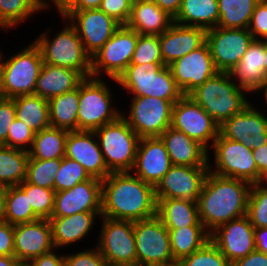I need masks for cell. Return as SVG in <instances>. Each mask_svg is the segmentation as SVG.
Returning a JSON list of instances; mask_svg holds the SVG:
<instances>
[{"instance_id": "1", "label": "cell", "mask_w": 267, "mask_h": 266, "mask_svg": "<svg viewBox=\"0 0 267 266\" xmlns=\"http://www.w3.org/2000/svg\"><path fill=\"white\" fill-rule=\"evenodd\" d=\"M157 215L154 186L131 172H111L102 180L101 216L139 221Z\"/></svg>"}, {"instance_id": "2", "label": "cell", "mask_w": 267, "mask_h": 266, "mask_svg": "<svg viewBox=\"0 0 267 266\" xmlns=\"http://www.w3.org/2000/svg\"><path fill=\"white\" fill-rule=\"evenodd\" d=\"M252 184L208 172L197 199L199 220L213 232L218 226L247 214Z\"/></svg>"}, {"instance_id": "3", "label": "cell", "mask_w": 267, "mask_h": 266, "mask_svg": "<svg viewBox=\"0 0 267 266\" xmlns=\"http://www.w3.org/2000/svg\"><path fill=\"white\" fill-rule=\"evenodd\" d=\"M59 17L63 21L61 30H58L56 34L54 33L52 37L50 35L52 30L45 28L33 40L40 48L43 63L72 69L77 71L83 78L90 77L91 57L85 52L75 27L67 18Z\"/></svg>"}, {"instance_id": "4", "label": "cell", "mask_w": 267, "mask_h": 266, "mask_svg": "<svg viewBox=\"0 0 267 266\" xmlns=\"http://www.w3.org/2000/svg\"><path fill=\"white\" fill-rule=\"evenodd\" d=\"M249 95L228 72H218L189 94L219 126L251 102Z\"/></svg>"}, {"instance_id": "5", "label": "cell", "mask_w": 267, "mask_h": 266, "mask_svg": "<svg viewBox=\"0 0 267 266\" xmlns=\"http://www.w3.org/2000/svg\"><path fill=\"white\" fill-rule=\"evenodd\" d=\"M113 83L126 91L127 97L151 96L175 103L183 96L164 63L129 64Z\"/></svg>"}, {"instance_id": "6", "label": "cell", "mask_w": 267, "mask_h": 266, "mask_svg": "<svg viewBox=\"0 0 267 266\" xmlns=\"http://www.w3.org/2000/svg\"><path fill=\"white\" fill-rule=\"evenodd\" d=\"M107 82L90 76L79 83L78 130L94 131L121 116L122 108L113 103L115 95Z\"/></svg>"}, {"instance_id": "7", "label": "cell", "mask_w": 267, "mask_h": 266, "mask_svg": "<svg viewBox=\"0 0 267 266\" xmlns=\"http://www.w3.org/2000/svg\"><path fill=\"white\" fill-rule=\"evenodd\" d=\"M0 52V72L6 98L34 94L36 80L43 66L40 48L30 41L14 55Z\"/></svg>"}, {"instance_id": "8", "label": "cell", "mask_w": 267, "mask_h": 266, "mask_svg": "<svg viewBox=\"0 0 267 266\" xmlns=\"http://www.w3.org/2000/svg\"><path fill=\"white\" fill-rule=\"evenodd\" d=\"M107 168L111 172L133 169L140 137L119 116L115 121L94 130Z\"/></svg>"}, {"instance_id": "9", "label": "cell", "mask_w": 267, "mask_h": 266, "mask_svg": "<svg viewBox=\"0 0 267 266\" xmlns=\"http://www.w3.org/2000/svg\"><path fill=\"white\" fill-rule=\"evenodd\" d=\"M210 149L212 152L208 151L209 172L222 177L245 180L251 184L259 182L261 176L251 148L218 134ZM210 155L214 159H211ZM211 160L214 162L213 165Z\"/></svg>"}, {"instance_id": "10", "label": "cell", "mask_w": 267, "mask_h": 266, "mask_svg": "<svg viewBox=\"0 0 267 266\" xmlns=\"http://www.w3.org/2000/svg\"><path fill=\"white\" fill-rule=\"evenodd\" d=\"M139 33L121 25L91 57V76L107 78L110 85L129 66ZM110 78V79H109ZM111 80V81H110Z\"/></svg>"}, {"instance_id": "11", "label": "cell", "mask_w": 267, "mask_h": 266, "mask_svg": "<svg viewBox=\"0 0 267 266\" xmlns=\"http://www.w3.org/2000/svg\"><path fill=\"white\" fill-rule=\"evenodd\" d=\"M128 113L121 116L140 138L160 137L171 126L174 103L151 96H129Z\"/></svg>"}, {"instance_id": "12", "label": "cell", "mask_w": 267, "mask_h": 266, "mask_svg": "<svg viewBox=\"0 0 267 266\" xmlns=\"http://www.w3.org/2000/svg\"><path fill=\"white\" fill-rule=\"evenodd\" d=\"M101 229L95 245L111 266H137L134 221L99 219Z\"/></svg>"}, {"instance_id": "13", "label": "cell", "mask_w": 267, "mask_h": 266, "mask_svg": "<svg viewBox=\"0 0 267 266\" xmlns=\"http://www.w3.org/2000/svg\"><path fill=\"white\" fill-rule=\"evenodd\" d=\"M134 237L137 266H154L174 260L169 231L157 215L134 221Z\"/></svg>"}, {"instance_id": "14", "label": "cell", "mask_w": 267, "mask_h": 266, "mask_svg": "<svg viewBox=\"0 0 267 266\" xmlns=\"http://www.w3.org/2000/svg\"><path fill=\"white\" fill-rule=\"evenodd\" d=\"M171 127L198 141L208 151L219 134V125L189 95L174 103Z\"/></svg>"}, {"instance_id": "15", "label": "cell", "mask_w": 267, "mask_h": 266, "mask_svg": "<svg viewBox=\"0 0 267 266\" xmlns=\"http://www.w3.org/2000/svg\"><path fill=\"white\" fill-rule=\"evenodd\" d=\"M75 27L85 49L92 57L121 26L99 9L82 11H56Z\"/></svg>"}, {"instance_id": "16", "label": "cell", "mask_w": 267, "mask_h": 266, "mask_svg": "<svg viewBox=\"0 0 267 266\" xmlns=\"http://www.w3.org/2000/svg\"><path fill=\"white\" fill-rule=\"evenodd\" d=\"M253 40L248 29L217 26L206 31V43L219 72H231Z\"/></svg>"}, {"instance_id": "17", "label": "cell", "mask_w": 267, "mask_h": 266, "mask_svg": "<svg viewBox=\"0 0 267 266\" xmlns=\"http://www.w3.org/2000/svg\"><path fill=\"white\" fill-rule=\"evenodd\" d=\"M254 104L251 100L240 113L224 121L219 126V134L251 149L267 144V113L265 109L260 110L256 102Z\"/></svg>"}, {"instance_id": "18", "label": "cell", "mask_w": 267, "mask_h": 266, "mask_svg": "<svg viewBox=\"0 0 267 266\" xmlns=\"http://www.w3.org/2000/svg\"><path fill=\"white\" fill-rule=\"evenodd\" d=\"M169 68L183 95H189L219 72L206 42L198 49L171 63Z\"/></svg>"}, {"instance_id": "19", "label": "cell", "mask_w": 267, "mask_h": 266, "mask_svg": "<svg viewBox=\"0 0 267 266\" xmlns=\"http://www.w3.org/2000/svg\"><path fill=\"white\" fill-rule=\"evenodd\" d=\"M210 240L230 263L256 250L254 227L247 215L218 226L210 233Z\"/></svg>"}, {"instance_id": "20", "label": "cell", "mask_w": 267, "mask_h": 266, "mask_svg": "<svg viewBox=\"0 0 267 266\" xmlns=\"http://www.w3.org/2000/svg\"><path fill=\"white\" fill-rule=\"evenodd\" d=\"M208 172V167L172 165L154 187L155 197L197 201Z\"/></svg>"}, {"instance_id": "21", "label": "cell", "mask_w": 267, "mask_h": 266, "mask_svg": "<svg viewBox=\"0 0 267 266\" xmlns=\"http://www.w3.org/2000/svg\"><path fill=\"white\" fill-rule=\"evenodd\" d=\"M55 249L48 219L14 225V256L24 265Z\"/></svg>"}, {"instance_id": "22", "label": "cell", "mask_w": 267, "mask_h": 266, "mask_svg": "<svg viewBox=\"0 0 267 266\" xmlns=\"http://www.w3.org/2000/svg\"><path fill=\"white\" fill-rule=\"evenodd\" d=\"M102 181L92 177L73 188L55 192L51 217H65L80 212H101Z\"/></svg>"}, {"instance_id": "23", "label": "cell", "mask_w": 267, "mask_h": 266, "mask_svg": "<svg viewBox=\"0 0 267 266\" xmlns=\"http://www.w3.org/2000/svg\"><path fill=\"white\" fill-rule=\"evenodd\" d=\"M65 156L77 161L91 177L101 181L111 173L107 168L94 131L75 130L69 132Z\"/></svg>"}, {"instance_id": "24", "label": "cell", "mask_w": 267, "mask_h": 266, "mask_svg": "<svg viewBox=\"0 0 267 266\" xmlns=\"http://www.w3.org/2000/svg\"><path fill=\"white\" fill-rule=\"evenodd\" d=\"M171 166L165 143L160 137L140 138L135 163L130 171L133 175L155 187Z\"/></svg>"}, {"instance_id": "25", "label": "cell", "mask_w": 267, "mask_h": 266, "mask_svg": "<svg viewBox=\"0 0 267 266\" xmlns=\"http://www.w3.org/2000/svg\"><path fill=\"white\" fill-rule=\"evenodd\" d=\"M162 60L169 66L184 55L198 49L206 42V30L199 27L173 23L159 35Z\"/></svg>"}, {"instance_id": "26", "label": "cell", "mask_w": 267, "mask_h": 266, "mask_svg": "<svg viewBox=\"0 0 267 266\" xmlns=\"http://www.w3.org/2000/svg\"><path fill=\"white\" fill-rule=\"evenodd\" d=\"M100 218L101 212H80L65 217H51L49 222L55 249L66 250L69 245H75L85 237L88 238Z\"/></svg>"}, {"instance_id": "27", "label": "cell", "mask_w": 267, "mask_h": 266, "mask_svg": "<svg viewBox=\"0 0 267 266\" xmlns=\"http://www.w3.org/2000/svg\"><path fill=\"white\" fill-rule=\"evenodd\" d=\"M160 138L165 143L172 165L209 167L208 150L183 132L170 126Z\"/></svg>"}, {"instance_id": "28", "label": "cell", "mask_w": 267, "mask_h": 266, "mask_svg": "<svg viewBox=\"0 0 267 266\" xmlns=\"http://www.w3.org/2000/svg\"><path fill=\"white\" fill-rule=\"evenodd\" d=\"M229 73L239 87L253 94L267 80L264 75V39H254Z\"/></svg>"}, {"instance_id": "29", "label": "cell", "mask_w": 267, "mask_h": 266, "mask_svg": "<svg viewBox=\"0 0 267 266\" xmlns=\"http://www.w3.org/2000/svg\"><path fill=\"white\" fill-rule=\"evenodd\" d=\"M174 23V18L153 0L132 3L131 15L126 26L139 35H161Z\"/></svg>"}, {"instance_id": "30", "label": "cell", "mask_w": 267, "mask_h": 266, "mask_svg": "<svg viewBox=\"0 0 267 266\" xmlns=\"http://www.w3.org/2000/svg\"><path fill=\"white\" fill-rule=\"evenodd\" d=\"M83 79L77 71L44 63L36 80L34 94L48 100L76 89Z\"/></svg>"}, {"instance_id": "31", "label": "cell", "mask_w": 267, "mask_h": 266, "mask_svg": "<svg viewBox=\"0 0 267 266\" xmlns=\"http://www.w3.org/2000/svg\"><path fill=\"white\" fill-rule=\"evenodd\" d=\"M157 216L167 229L203 226L199 220L197 201L180 198H156Z\"/></svg>"}, {"instance_id": "32", "label": "cell", "mask_w": 267, "mask_h": 266, "mask_svg": "<svg viewBox=\"0 0 267 266\" xmlns=\"http://www.w3.org/2000/svg\"><path fill=\"white\" fill-rule=\"evenodd\" d=\"M219 19L218 0H182L174 23L207 31L217 27Z\"/></svg>"}, {"instance_id": "33", "label": "cell", "mask_w": 267, "mask_h": 266, "mask_svg": "<svg viewBox=\"0 0 267 266\" xmlns=\"http://www.w3.org/2000/svg\"><path fill=\"white\" fill-rule=\"evenodd\" d=\"M50 125L69 132L78 130L79 85L48 99Z\"/></svg>"}, {"instance_id": "34", "label": "cell", "mask_w": 267, "mask_h": 266, "mask_svg": "<svg viewBox=\"0 0 267 266\" xmlns=\"http://www.w3.org/2000/svg\"><path fill=\"white\" fill-rule=\"evenodd\" d=\"M16 118L24 122L35 133L51 127L48 100L35 94L12 98Z\"/></svg>"}, {"instance_id": "35", "label": "cell", "mask_w": 267, "mask_h": 266, "mask_svg": "<svg viewBox=\"0 0 267 266\" xmlns=\"http://www.w3.org/2000/svg\"><path fill=\"white\" fill-rule=\"evenodd\" d=\"M45 10L50 8L43 0H0V28L8 33Z\"/></svg>"}, {"instance_id": "36", "label": "cell", "mask_w": 267, "mask_h": 266, "mask_svg": "<svg viewBox=\"0 0 267 266\" xmlns=\"http://www.w3.org/2000/svg\"><path fill=\"white\" fill-rule=\"evenodd\" d=\"M0 194L4 221L16 225L39 219L29 204L28 196L18 185L2 188Z\"/></svg>"}, {"instance_id": "37", "label": "cell", "mask_w": 267, "mask_h": 266, "mask_svg": "<svg viewBox=\"0 0 267 266\" xmlns=\"http://www.w3.org/2000/svg\"><path fill=\"white\" fill-rule=\"evenodd\" d=\"M69 131L49 127L35 133L29 158L62 159L65 156L66 140Z\"/></svg>"}, {"instance_id": "38", "label": "cell", "mask_w": 267, "mask_h": 266, "mask_svg": "<svg viewBox=\"0 0 267 266\" xmlns=\"http://www.w3.org/2000/svg\"><path fill=\"white\" fill-rule=\"evenodd\" d=\"M29 152L0 145V189L26 179Z\"/></svg>"}, {"instance_id": "39", "label": "cell", "mask_w": 267, "mask_h": 266, "mask_svg": "<svg viewBox=\"0 0 267 266\" xmlns=\"http://www.w3.org/2000/svg\"><path fill=\"white\" fill-rule=\"evenodd\" d=\"M168 231L174 260L190 256L210 240V233L204 226H186Z\"/></svg>"}, {"instance_id": "40", "label": "cell", "mask_w": 267, "mask_h": 266, "mask_svg": "<svg viewBox=\"0 0 267 266\" xmlns=\"http://www.w3.org/2000/svg\"><path fill=\"white\" fill-rule=\"evenodd\" d=\"M260 0H218L220 19L218 27L248 29L257 3Z\"/></svg>"}, {"instance_id": "41", "label": "cell", "mask_w": 267, "mask_h": 266, "mask_svg": "<svg viewBox=\"0 0 267 266\" xmlns=\"http://www.w3.org/2000/svg\"><path fill=\"white\" fill-rule=\"evenodd\" d=\"M61 160L29 158L25 181L36 186L54 190V179L60 168Z\"/></svg>"}, {"instance_id": "42", "label": "cell", "mask_w": 267, "mask_h": 266, "mask_svg": "<svg viewBox=\"0 0 267 266\" xmlns=\"http://www.w3.org/2000/svg\"><path fill=\"white\" fill-rule=\"evenodd\" d=\"M28 196L34 214L39 219H50L54 208L55 190L27 183L18 185Z\"/></svg>"}, {"instance_id": "43", "label": "cell", "mask_w": 267, "mask_h": 266, "mask_svg": "<svg viewBox=\"0 0 267 266\" xmlns=\"http://www.w3.org/2000/svg\"><path fill=\"white\" fill-rule=\"evenodd\" d=\"M56 174L57 176L54 179L55 192L71 189L76 184L92 178L82 165L66 156L62 158L60 168Z\"/></svg>"}, {"instance_id": "44", "label": "cell", "mask_w": 267, "mask_h": 266, "mask_svg": "<svg viewBox=\"0 0 267 266\" xmlns=\"http://www.w3.org/2000/svg\"><path fill=\"white\" fill-rule=\"evenodd\" d=\"M246 215L254 228L267 227V189L258 183L251 186Z\"/></svg>"}, {"instance_id": "45", "label": "cell", "mask_w": 267, "mask_h": 266, "mask_svg": "<svg viewBox=\"0 0 267 266\" xmlns=\"http://www.w3.org/2000/svg\"><path fill=\"white\" fill-rule=\"evenodd\" d=\"M163 63L159 35H138L130 64Z\"/></svg>"}, {"instance_id": "46", "label": "cell", "mask_w": 267, "mask_h": 266, "mask_svg": "<svg viewBox=\"0 0 267 266\" xmlns=\"http://www.w3.org/2000/svg\"><path fill=\"white\" fill-rule=\"evenodd\" d=\"M183 266H231V263L209 240L199 250L180 260Z\"/></svg>"}, {"instance_id": "47", "label": "cell", "mask_w": 267, "mask_h": 266, "mask_svg": "<svg viewBox=\"0 0 267 266\" xmlns=\"http://www.w3.org/2000/svg\"><path fill=\"white\" fill-rule=\"evenodd\" d=\"M34 136V131H32L24 122L15 118L10 126L7 141L3 146L29 152L33 144Z\"/></svg>"}, {"instance_id": "48", "label": "cell", "mask_w": 267, "mask_h": 266, "mask_svg": "<svg viewBox=\"0 0 267 266\" xmlns=\"http://www.w3.org/2000/svg\"><path fill=\"white\" fill-rule=\"evenodd\" d=\"M65 266H111L96 246L75 253H64Z\"/></svg>"}, {"instance_id": "49", "label": "cell", "mask_w": 267, "mask_h": 266, "mask_svg": "<svg viewBox=\"0 0 267 266\" xmlns=\"http://www.w3.org/2000/svg\"><path fill=\"white\" fill-rule=\"evenodd\" d=\"M132 3L129 0H102L99 10L112 17L120 25H126L131 15Z\"/></svg>"}, {"instance_id": "50", "label": "cell", "mask_w": 267, "mask_h": 266, "mask_svg": "<svg viewBox=\"0 0 267 266\" xmlns=\"http://www.w3.org/2000/svg\"><path fill=\"white\" fill-rule=\"evenodd\" d=\"M248 31L255 40L267 39V0H260L257 3Z\"/></svg>"}, {"instance_id": "51", "label": "cell", "mask_w": 267, "mask_h": 266, "mask_svg": "<svg viewBox=\"0 0 267 266\" xmlns=\"http://www.w3.org/2000/svg\"><path fill=\"white\" fill-rule=\"evenodd\" d=\"M15 105L12 98L0 101V145L7 141L8 132L12 122L15 120Z\"/></svg>"}, {"instance_id": "52", "label": "cell", "mask_w": 267, "mask_h": 266, "mask_svg": "<svg viewBox=\"0 0 267 266\" xmlns=\"http://www.w3.org/2000/svg\"><path fill=\"white\" fill-rule=\"evenodd\" d=\"M0 256H14V225L0 220Z\"/></svg>"}, {"instance_id": "53", "label": "cell", "mask_w": 267, "mask_h": 266, "mask_svg": "<svg viewBox=\"0 0 267 266\" xmlns=\"http://www.w3.org/2000/svg\"><path fill=\"white\" fill-rule=\"evenodd\" d=\"M102 0H58L53 6L57 11H82L99 9Z\"/></svg>"}, {"instance_id": "54", "label": "cell", "mask_w": 267, "mask_h": 266, "mask_svg": "<svg viewBox=\"0 0 267 266\" xmlns=\"http://www.w3.org/2000/svg\"><path fill=\"white\" fill-rule=\"evenodd\" d=\"M54 249L51 252L43 254L39 257L34 258L29 264L26 266H65L64 262V253L60 251H56ZM58 252H61V254ZM63 254V255H62Z\"/></svg>"}, {"instance_id": "55", "label": "cell", "mask_w": 267, "mask_h": 266, "mask_svg": "<svg viewBox=\"0 0 267 266\" xmlns=\"http://www.w3.org/2000/svg\"><path fill=\"white\" fill-rule=\"evenodd\" d=\"M231 266H267V254L254 250L246 257L235 260Z\"/></svg>"}, {"instance_id": "56", "label": "cell", "mask_w": 267, "mask_h": 266, "mask_svg": "<svg viewBox=\"0 0 267 266\" xmlns=\"http://www.w3.org/2000/svg\"><path fill=\"white\" fill-rule=\"evenodd\" d=\"M254 160L256 161L258 173L262 176L267 173V144L257 149H252Z\"/></svg>"}, {"instance_id": "57", "label": "cell", "mask_w": 267, "mask_h": 266, "mask_svg": "<svg viewBox=\"0 0 267 266\" xmlns=\"http://www.w3.org/2000/svg\"><path fill=\"white\" fill-rule=\"evenodd\" d=\"M256 250L267 254V227L254 228Z\"/></svg>"}, {"instance_id": "58", "label": "cell", "mask_w": 267, "mask_h": 266, "mask_svg": "<svg viewBox=\"0 0 267 266\" xmlns=\"http://www.w3.org/2000/svg\"><path fill=\"white\" fill-rule=\"evenodd\" d=\"M162 10L166 11L173 18L179 12L182 0H153Z\"/></svg>"}, {"instance_id": "59", "label": "cell", "mask_w": 267, "mask_h": 266, "mask_svg": "<svg viewBox=\"0 0 267 266\" xmlns=\"http://www.w3.org/2000/svg\"><path fill=\"white\" fill-rule=\"evenodd\" d=\"M0 266H24L15 256H0Z\"/></svg>"}, {"instance_id": "60", "label": "cell", "mask_w": 267, "mask_h": 266, "mask_svg": "<svg viewBox=\"0 0 267 266\" xmlns=\"http://www.w3.org/2000/svg\"><path fill=\"white\" fill-rule=\"evenodd\" d=\"M254 94L260 95L262 97H259L260 99H264V105L267 106V80L252 94L253 96H255Z\"/></svg>"}, {"instance_id": "61", "label": "cell", "mask_w": 267, "mask_h": 266, "mask_svg": "<svg viewBox=\"0 0 267 266\" xmlns=\"http://www.w3.org/2000/svg\"><path fill=\"white\" fill-rule=\"evenodd\" d=\"M264 75L267 79V39H264Z\"/></svg>"}, {"instance_id": "62", "label": "cell", "mask_w": 267, "mask_h": 266, "mask_svg": "<svg viewBox=\"0 0 267 266\" xmlns=\"http://www.w3.org/2000/svg\"><path fill=\"white\" fill-rule=\"evenodd\" d=\"M154 266H183L180 260H173L171 262L163 263V264H158Z\"/></svg>"}, {"instance_id": "63", "label": "cell", "mask_w": 267, "mask_h": 266, "mask_svg": "<svg viewBox=\"0 0 267 266\" xmlns=\"http://www.w3.org/2000/svg\"><path fill=\"white\" fill-rule=\"evenodd\" d=\"M258 184H259L262 188L267 189V173H264V174L261 176V178H260Z\"/></svg>"}, {"instance_id": "64", "label": "cell", "mask_w": 267, "mask_h": 266, "mask_svg": "<svg viewBox=\"0 0 267 266\" xmlns=\"http://www.w3.org/2000/svg\"><path fill=\"white\" fill-rule=\"evenodd\" d=\"M6 96H5V93H4V90H3V83H2V74L0 72V101L5 99Z\"/></svg>"}, {"instance_id": "65", "label": "cell", "mask_w": 267, "mask_h": 266, "mask_svg": "<svg viewBox=\"0 0 267 266\" xmlns=\"http://www.w3.org/2000/svg\"><path fill=\"white\" fill-rule=\"evenodd\" d=\"M58 0H43V2L52 9V6L57 2Z\"/></svg>"}, {"instance_id": "66", "label": "cell", "mask_w": 267, "mask_h": 266, "mask_svg": "<svg viewBox=\"0 0 267 266\" xmlns=\"http://www.w3.org/2000/svg\"><path fill=\"white\" fill-rule=\"evenodd\" d=\"M2 219V208H1V198H0V220Z\"/></svg>"}]
</instances>
